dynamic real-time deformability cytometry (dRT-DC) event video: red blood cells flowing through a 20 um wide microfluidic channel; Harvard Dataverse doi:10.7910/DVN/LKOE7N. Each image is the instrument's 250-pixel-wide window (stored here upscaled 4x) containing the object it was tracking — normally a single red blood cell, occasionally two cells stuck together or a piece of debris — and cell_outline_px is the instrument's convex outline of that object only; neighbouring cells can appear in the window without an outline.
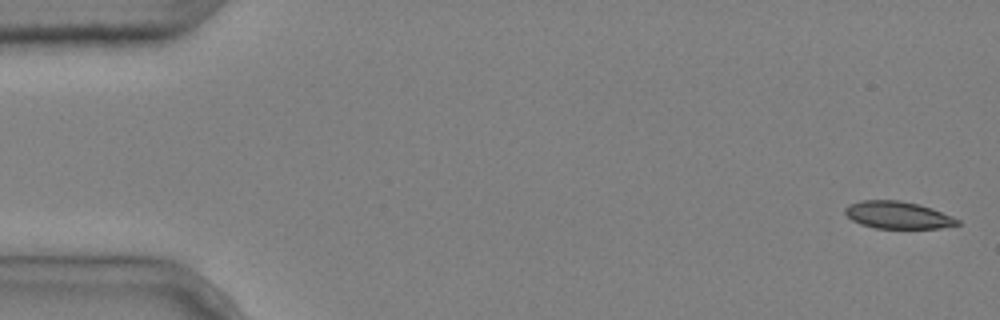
{"species": "common noctule bat (a hibernating species)", "species_latin": "Nyctalus noctula", "temperature_condition": "cold", "stored_images_in_passage": 5, "segment_of_instrument_passage": [1, 2], "camera_frame_rate_fps": 3000, "um_per_image_px": 0.085, "animal": {"sex": "male", "body_mass_g": 20.4}, "frame": {"image": 1, "passage_image": 1, "time_ms": 0.0, "image_size_px": [1000, 320], "cell_outline_px": [[960, 224], [940, 228], [876, 228], [860, 224], [852, 220], [844, 212], [844, 208], [848, 204], [860, 200], [900, 200], [920, 204], [932, 208], [952, 216], [960, 220]], "centroid_in_image_um": [76.3, 18.27], "position_along_channel_um": 8.7, "area_um2": 17.98}}
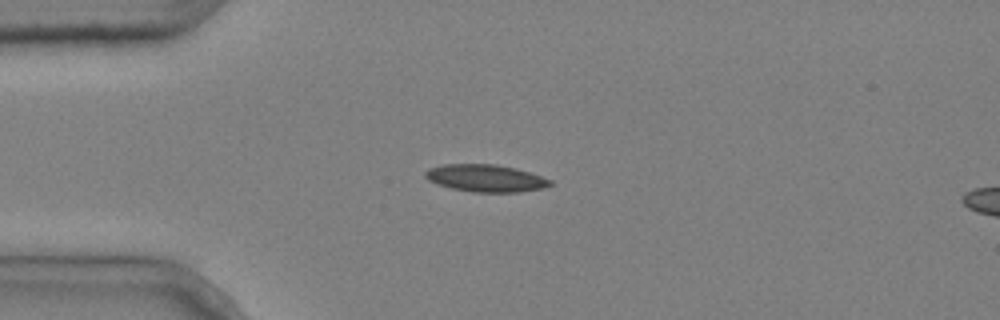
{"frame": {"image": 2, "passage_image": 4, "time_ms": 1.0, "image_size_px": [1000, 320], "cell_outline_px": [[552, 184], [540, 188], [520, 192], [472, 192], [452, 188], [436, 184], [428, 180], [424, 176], [424, 172], [428, 168], [444, 164], [496, 164], [516, 168], [552, 180]], "centroid_in_image_um": [41.23, 15.14], "position_along_channel_um": 43.8, "area_um2": 19.83}}